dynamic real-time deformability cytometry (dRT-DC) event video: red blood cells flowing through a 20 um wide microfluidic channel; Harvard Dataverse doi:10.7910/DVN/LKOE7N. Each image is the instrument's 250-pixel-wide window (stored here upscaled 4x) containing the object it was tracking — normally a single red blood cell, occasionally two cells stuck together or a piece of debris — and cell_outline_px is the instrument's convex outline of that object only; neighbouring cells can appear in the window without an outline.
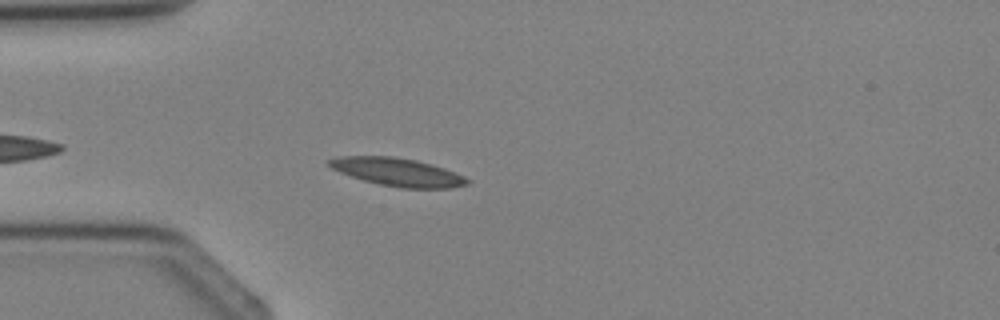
{"species": "Egyptian fruit bat (a non-hibernating species)", "species_latin": "Rousettus aegyptiacus", "temperature_condition": "cold", "stored_images_in_passage": 3, "camera_frame_rate_fps": 3000, "um_per_image_px": 0.085, "animal": {"sex": "female"}, "frame": {"image": 1, "passage_image": 3, "time_ms": 3.0, "image_size_px": [1000, 320], "cell_outline_px": [[472, 180], [468, 184], [452, 188], [400, 188], [380, 184], [364, 180], [340, 172], [332, 168], [328, 164], [328, 160], [340, 156], [392, 156], [416, 160], [432, 164], [444, 168], [464, 176]], "centroid_in_image_um": [33.83, 14.62], "position_along_channel_um": 51.2, "area_um2": 22.48}}